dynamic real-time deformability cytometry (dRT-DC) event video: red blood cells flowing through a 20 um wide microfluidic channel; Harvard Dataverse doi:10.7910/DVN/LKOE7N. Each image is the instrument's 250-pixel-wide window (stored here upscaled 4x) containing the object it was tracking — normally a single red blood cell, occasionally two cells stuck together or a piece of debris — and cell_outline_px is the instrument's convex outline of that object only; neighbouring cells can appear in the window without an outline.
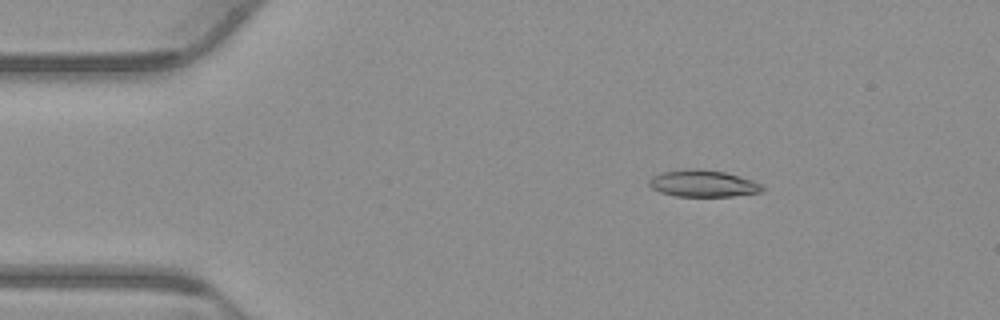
{"species": "common noctule bat (a hibernating species)", "species_latin": "Nyctalus noctula", "temperature_condition": "warm", "stored_images_in_passage": 47, "camera_frame_rate_fps": 3000, "um_per_image_px": 0.085, "animal": {"sex": "male", "body_mass_g": 23.1, "forearm_length_mm": 52.7}, "frame": {"image": 1, "passage_image": 2, "time_ms": 0.333, "image_size_px": [1000, 320], "cell_outline_px": [[764, 192], [732, 196], [676, 196], [660, 192], [652, 188], [648, 184], [648, 180], [652, 176], [660, 172], [684, 168], [696, 168], [724, 172], [752, 180], [760, 184], [764, 188]], "centroid_in_image_um": [59.72, 15.59], "position_along_channel_um": 25.3, "area_um2": 17.8}}
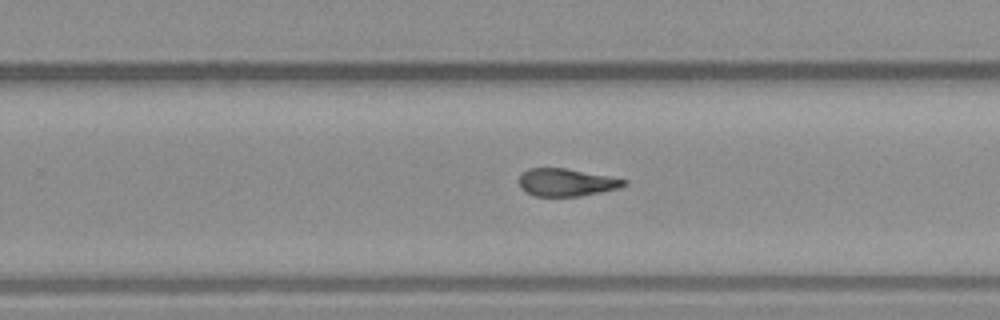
{"frame": {"image": 2, "passage_image": 27, "time_ms": 8.667, "image_size_px": [1000, 320], "cell_outline_px": [[628, 184], [620, 188], [580, 196], [536, 196], [524, 192], [520, 188], [520, 176], [528, 168], [564, 168], [608, 176], [628, 180]], "centroid_in_image_um": [48.15, 15.51], "position_along_channel_um": 281.7, "area_um2": 16.82}}
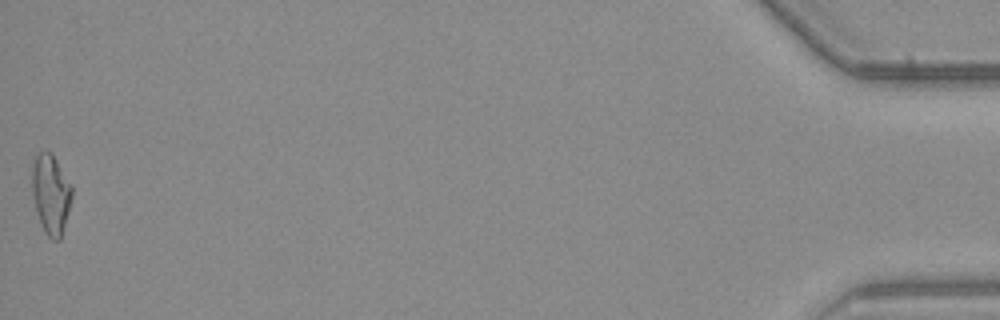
{"frame": {"image": 3, "passage_image": 47, "time_ms": 15.333, "image_size_px": [1000, 320], "cell_outline_px": [[72, 196], [68, 212], [60, 240], [52, 240], [44, 232], [40, 224], [36, 212], [32, 196], [32, 164], [36, 156], [40, 152], [52, 152], [72, 184]], "centroid_in_image_um": [4.32, 16.5], "position_along_channel_um": 430.9, "area_um2": 18.73}, "authors_computed_cell_mechanics": {"area_um2": 17.8024, "velocity_mm_per_s": 3.8437, "shape_relaxation_time_tau1_ms": null, "shape_relaxation_time_tau2_ms": 6.6457, "deformation_change_tau1": null, "deformation_change_tau2": 0.1872}}